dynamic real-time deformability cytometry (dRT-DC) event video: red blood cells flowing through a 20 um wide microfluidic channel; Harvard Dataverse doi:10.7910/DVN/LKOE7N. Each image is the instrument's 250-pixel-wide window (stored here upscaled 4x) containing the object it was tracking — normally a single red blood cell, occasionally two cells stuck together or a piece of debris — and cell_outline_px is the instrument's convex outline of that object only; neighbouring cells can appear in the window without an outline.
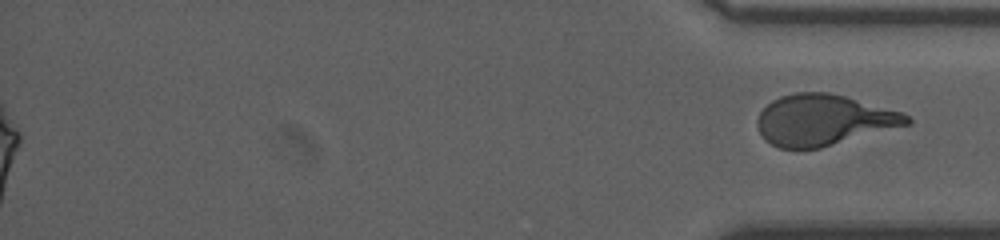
{"species": "human", "species_latin": "Homo sapiens", "temperature_condition": "room temperature", "stored_images_in_passage": 61, "segment_of_instrument_passage": [2, 2], "camera_frame_rate_fps": 3000, "um_per_image_px": 0.085, "donor": {"sex": "male"}, "frame": {"image": 1, "passage_image": 61, "time_ms": 20.0, "image_size_px": [1000, 240], "cell_outline_px": [[912, 124], [820, 148], [780, 148], [764, 140], [756, 124], [756, 120], [760, 112], [772, 100], [780, 96], [796, 92], [828, 92], [844, 96], [900, 112], [908, 116], [912, 120]], "centroid_in_image_um": [69.98, 10.21], "position_along_channel_um": 365.2, "area_um2": 44.16}}